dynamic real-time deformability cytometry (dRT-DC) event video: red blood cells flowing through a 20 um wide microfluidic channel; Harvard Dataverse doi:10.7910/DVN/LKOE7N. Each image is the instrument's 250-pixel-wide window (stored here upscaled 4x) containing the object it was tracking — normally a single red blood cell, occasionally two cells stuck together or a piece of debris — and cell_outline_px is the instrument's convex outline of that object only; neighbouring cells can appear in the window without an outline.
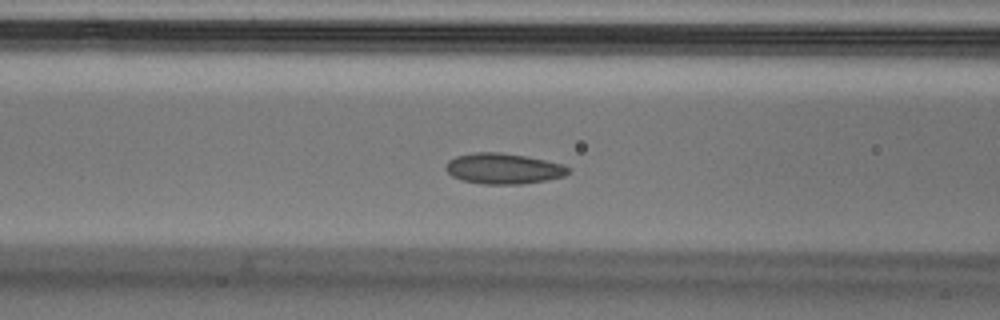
{"species": "Egyptian fruit bat (a non-hibernating species)", "species_latin": "Rousettus aegyptiacus", "temperature_condition": "cold", "stored_images_in_passage": 46, "segment_of_instrument_passage": [1, 2], "camera_frame_rate_fps": 3000, "um_per_image_px": 0.085, "animal": {"sex": "male"}, "frame": {"image": 1, "passage_image": 13, "time_ms": 4.0, "image_size_px": [1000, 320], "cell_outline_px": [[568, 172], [564, 176], [544, 180], [520, 184], [480, 184], [460, 180], [452, 176], [444, 168], [444, 164], [448, 160], [456, 156], [476, 152], [500, 152], [524, 156], [564, 164], [568, 168]], "centroid_in_image_um": [42.72, 14.33], "position_along_channel_um": 123.9, "area_um2": 21.85}}
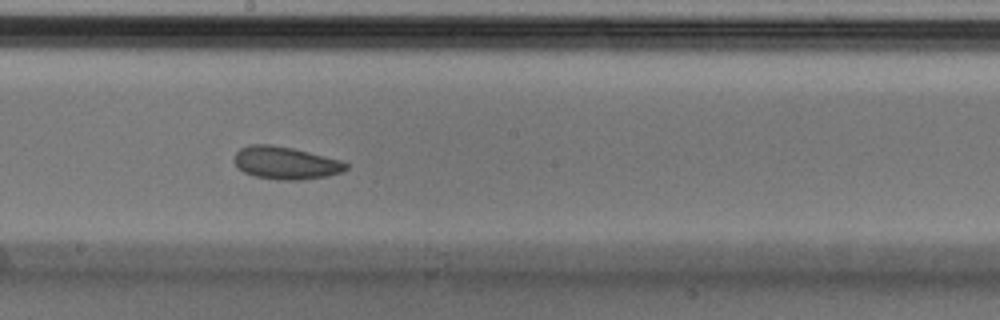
{"frame": {"image": 2, "passage_image": 21, "time_ms": 6.667, "image_size_px": [1000, 320], "cell_outline_px": [[348, 168], [340, 172], [328, 176], [300, 180], [276, 180], [252, 176], [244, 172], [232, 160], [236, 152], [240, 148], [252, 144], [272, 144], [292, 148], [340, 160], [348, 164]], "centroid_in_image_um": [24.24, 13.85], "position_along_channel_um": 224.0, "area_um2": 21.27}}
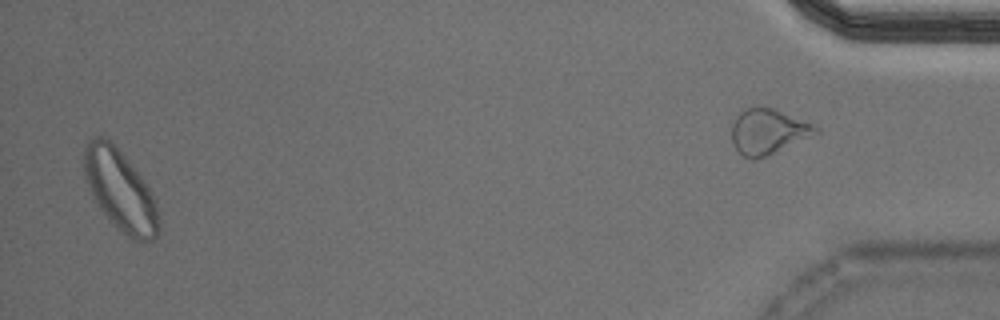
{"frame": {"image": 3, "passage_image": 44, "time_ms": 14.333, "image_size_px": [1000, 320], "cell_outline_px": [[160, 228], [156, 236], [152, 240], [140, 244], [116, 228], [108, 220], [92, 200], [84, 176], [84, 144], [92, 136], [104, 136], [120, 152], [140, 176], [156, 200], [160, 224]], "centroid_in_image_um": [10.19, 16.24], "position_along_channel_um": 425.0, "area_um2": 35.49}}